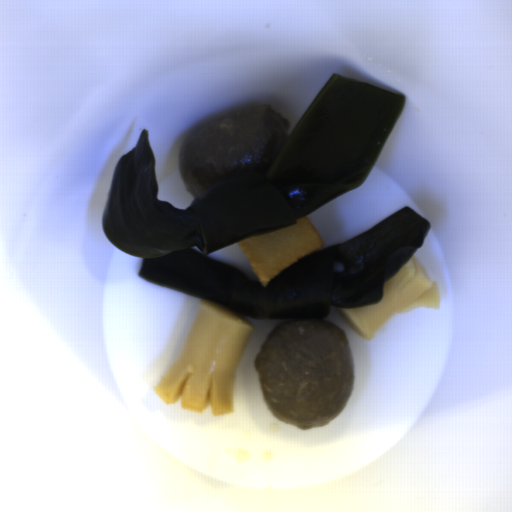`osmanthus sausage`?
Masks as SVG:
<instances>
[{"instance_id":"d35146e8","label":"osmanthus sausage","mask_w":512,"mask_h":512,"mask_svg":"<svg viewBox=\"0 0 512 512\" xmlns=\"http://www.w3.org/2000/svg\"><path fill=\"white\" fill-rule=\"evenodd\" d=\"M255 328L229 307L199 299L182 350L155 388L167 403L180 398L197 412L233 413L237 368Z\"/></svg>"},{"instance_id":"a09e9dec","label":"osmanthus sausage","mask_w":512,"mask_h":512,"mask_svg":"<svg viewBox=\"0 0 512 512\" xmlns=\"http://www.w3.org/2000/svg\"><path fill=\"white\" fill-rule=\"evenodd\" d=\"M440 303L437 282L431 281L419 260L412 257L383 282L379 303L337 308L360 337L371 340L394 313H405L420 306L439 309Z\"/></svg>"}]
</instances>
